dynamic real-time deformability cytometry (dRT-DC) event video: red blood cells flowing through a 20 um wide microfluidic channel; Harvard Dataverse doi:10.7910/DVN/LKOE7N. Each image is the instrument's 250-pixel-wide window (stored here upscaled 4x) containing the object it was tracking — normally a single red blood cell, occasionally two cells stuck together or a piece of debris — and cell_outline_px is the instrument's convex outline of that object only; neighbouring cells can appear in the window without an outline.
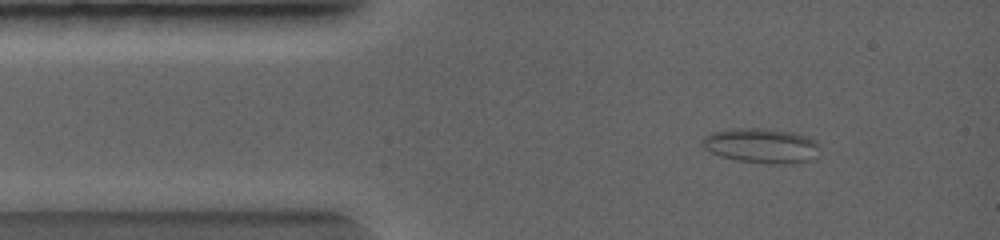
{"species": "common noctule bat (a hibernating species)", "species_latin": "Nyctalus noctula", "temperature_condition": "warm", "stored_images_in_passage": 49, "segment_of_instrument_passage": [1, 2], "camera_frame_rate_fps": 5000, "um_per_image_px": 0.085, "animal": {"sex": "female", "body_mass_g": 19.0, "forearm_length_mm": 56.7}, "frame": {"image": 1, "passage_image": 5, "time_ms": 0.8, "image_size_px": [1000, 240], "cell_outline_px": [[820, 144], [816, 160], [784, 164], [768, 164], [736, 160], [720, 156], [704, 148], [700, 144], [700, 140], [704, 136], [712, 132], [732, 128], [760, 128], [792, 132], [808, 136], [816, 140]], "centroid_in_image_um": [64.74, 12.39], "position_along_channel_um": 20.3, "area_um2": 24.28}}
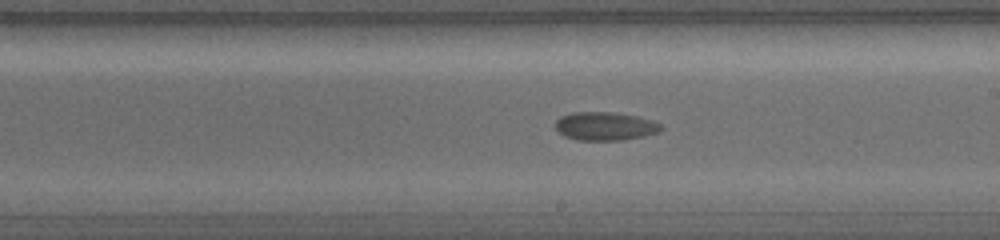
{"frame": {"image": 2, "passage_image": 25, "time_ms": 4.8, "image_size_px": [1000, 240], "cell_outline_px": [[664, 128], [660, 132], [644, 136], [620, 140], [576, 140], [564, 136], [556, 132], [552, 124], [560, 116], [572, 112], [616, 112], [636, 116], [652, 120], [660, 124]], "centroid_in_image_um": [51.38, 10.72], "position_along_channel_um": 237.6, "area_um2": 17.86}}
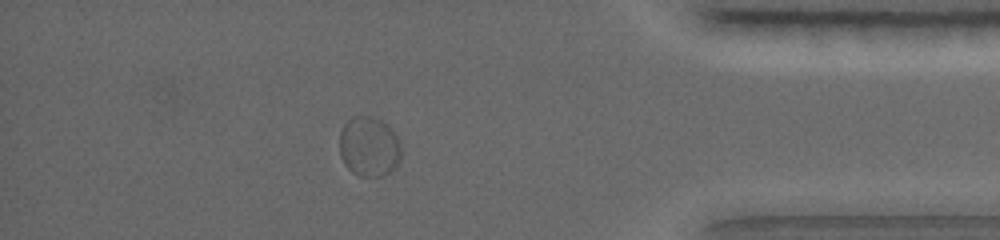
{"frame": {"image": 3, "passage_image": 40, "time_ms": 7.8, "image_size_px": [1000, 240], "cell_outline_px": [[400, 160], [396, 168], [384, 176], [360, 176], [352, 172], [344, 164], [340, 156], [340, 128], [352, 116], [372, 116], [388, 124], [396, 132], [400, 140]], "centroid_in_image_um": [31.39, 12.45], "position_along_channel_um": 403.8, "area_um2": 22.02}}